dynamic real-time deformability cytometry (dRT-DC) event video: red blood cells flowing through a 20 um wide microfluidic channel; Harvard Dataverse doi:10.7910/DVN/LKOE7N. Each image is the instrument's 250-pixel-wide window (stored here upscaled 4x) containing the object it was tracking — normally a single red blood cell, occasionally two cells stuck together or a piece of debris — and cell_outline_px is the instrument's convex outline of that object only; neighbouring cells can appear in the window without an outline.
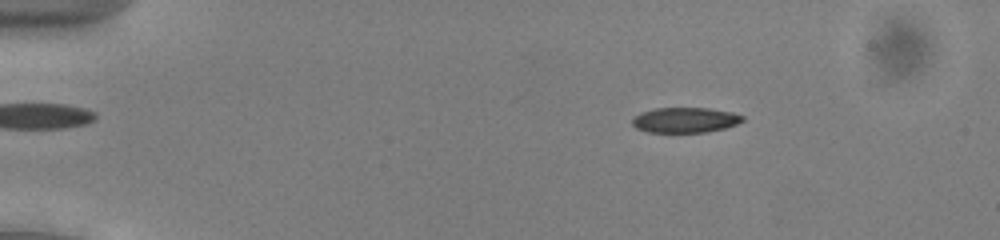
{"species": "common noctule bat (a hibernating species)", "species_latin": "Nyctalus noctula", "temperature_condition": "cold", "stored_images_in_passage": 53, "camera_frame_rate_fps": 3000, "um_per_image_px": 0.085, "animal": {"sex": "male", "body_mass_g": 13.0, "forearm_length_mm": 53.1}, "frame": {"image": 1, "passage_image": 9, "time_ms": 2.667, "image_size_px": [1000, 240], "cell_outline_px": [[744, 120], [736, 124], [724, 128], [708, 132], [648, 132], [636, 128], [632, 124], [632, 116], [640, 112], [656, 108], [708, 108], [732, 112], [744, 116]], "centroid_in_image_um": [58.21, 10.2], "position_along_channel_um": 26.8, "area_um2": 16.3}}
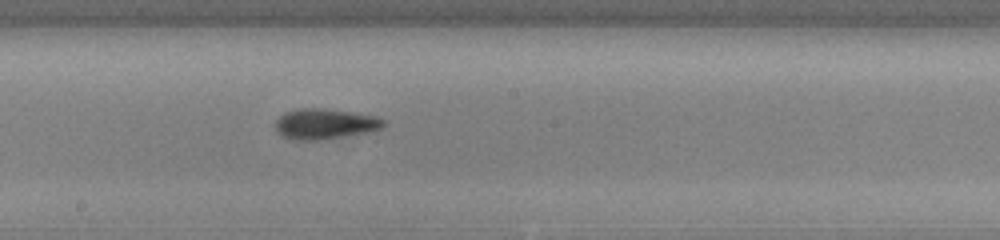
{"frame": {"image": 2, "passage_image": 30, "time_ms": 9.667, "image_size_px": [1000, 240], "cell_outline_px": [[384, 128], [368, 132], [320, 140], [292, 140], [280, 136], [276, 132], [276, 120], [280, 116], [288, 112], [300, 108], [324, 108], [352, 112], [376, 116], [384, 120]], "centroid_in_image_um": [27.61, 10.54], "position_along_channel_um": 220.6, "area_um2": 19.25}}
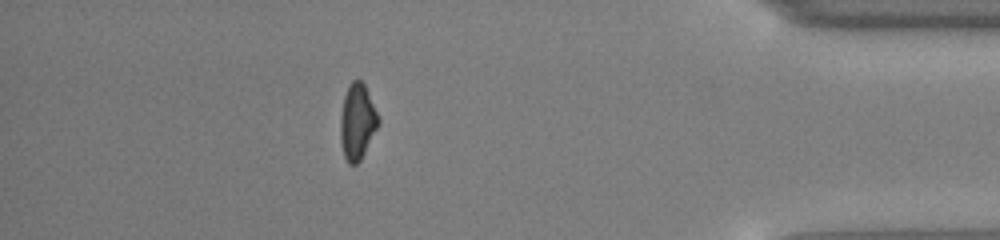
{"frame": {"image": 3, "passage_image": 47, "time_ms": 15.333, "image_size_px": [1000, 240], "cell_outline_px": [[380, 124], [360, 160], [356, 164], [348, 164], [344, 156], [340, 144], [340, 116], [344, 96], [352, 80], [360, 80], [364, 84], [380, 120]], "centroid_in_image_um": [30.36, 10.38], "position_along_channel_um": 404.8, "area_um2": 16.7}, "authors_computed_cell_mechanics": {"area_um2": 17.5712, "velocity_mm_per_s": 3.939, "shape_relaxation_time_tau1_ms": 1.9157, "shape_relaxation_time_tau2_ms": 3.5693, "deformation_change_tau1": 0.1072, "deformation_change_tau2": 0.0907}}